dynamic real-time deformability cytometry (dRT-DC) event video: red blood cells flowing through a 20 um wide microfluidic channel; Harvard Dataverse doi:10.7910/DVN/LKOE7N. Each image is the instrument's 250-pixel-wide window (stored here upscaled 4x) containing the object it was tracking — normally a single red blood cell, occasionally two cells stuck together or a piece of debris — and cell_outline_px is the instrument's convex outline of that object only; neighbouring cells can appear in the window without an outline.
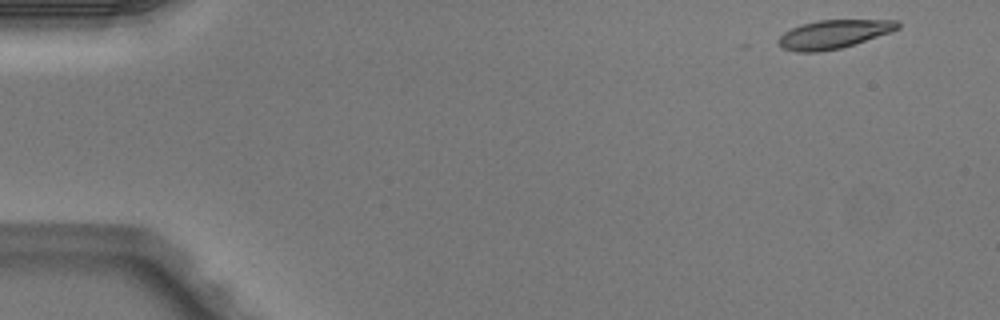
{"species": "Egyptian fruit bat (a non-hibernating species)", "species_latin": "Rousettus aegyptiacus", "temperature_condition": "warm", "stored_images_in_passage": 12, "camera_frame_rate_fps": 3000, "um_per_image_px": 0.085, "animal": {"sex": "male"}, "frame": {"image": 1, "passage_image": 1, "time_ms": 0.0, "image_size_px": [1000, 320], "cell_outline_px": [[900, 28], [840, 48], [816, 52], [796, 52], [784, 48], [776, 40], [784, 32], [800, 24], [820, 20], [896, 20], [900, 24]], "centroid_in_image_um": [70.81, 2.9], "position_along_channel_um": 14.2, "area_um2": 19.42}}